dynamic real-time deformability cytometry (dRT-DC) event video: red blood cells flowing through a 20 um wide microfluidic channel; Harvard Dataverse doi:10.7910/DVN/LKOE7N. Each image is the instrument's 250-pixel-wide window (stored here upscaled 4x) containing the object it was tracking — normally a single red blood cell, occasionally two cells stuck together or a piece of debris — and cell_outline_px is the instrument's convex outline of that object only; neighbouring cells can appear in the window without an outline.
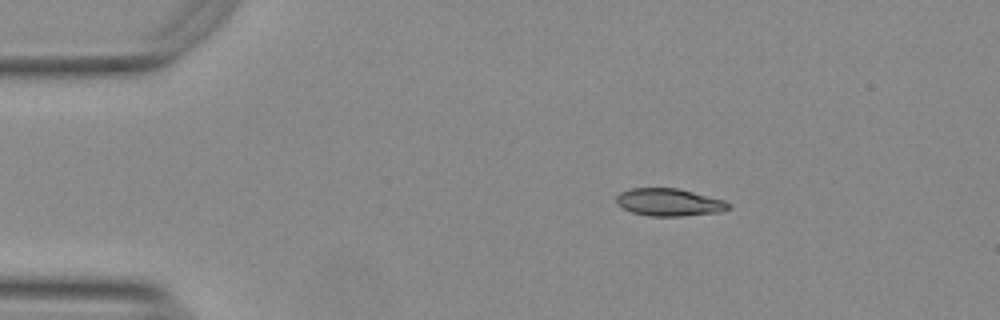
{"species": "Egyptian fruit bat (a non-hibernating species)", "species_latin": "Rousettus aegyptiacus", "temperature_condition": "warm", "stored_images_in_passage": 46, "camera_frame_rate_fps": 3000, "um_per_image_px": 0.085, "animal": {"sex": "female"}, "frame": {"image": 1, "passage_image": 1, "time_ms": 0.0, "image_size_px": [1000, 320], "cell_outline_px": [[732, 204], [728, 208], [720, 212], [680, 216], [648, 216], [632, 212], [616, 204], [616, 196], [620, 192], [632, 188], [676, 188], [724, 200]], "centroid_in_image_um": [56.85, 17.19], "position_along_channel_um": 28.2, "area_um2": 17.86}}
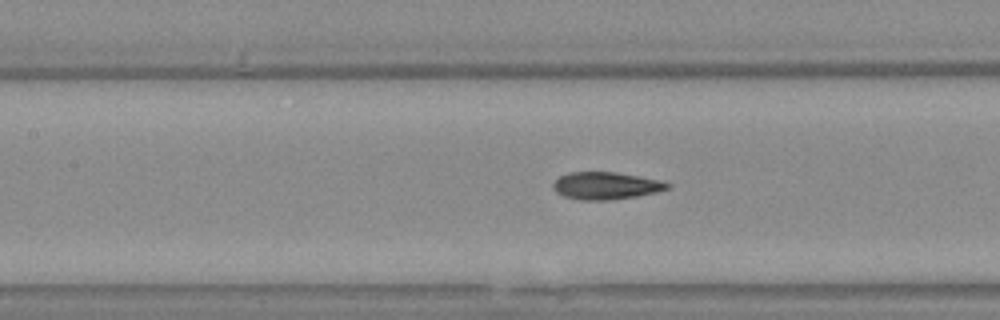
{"frame": {"image": 2, "passage_image": 16, "time_ms": 5.0, "image_size_px": [1000, 320], "cell_outline_px": [[672, 188], [656, 192], [636, 196], [612, 200], [580, 200], [564, 196], [556, 192], [552, 188], [552, 184], [560, 176], [568, 172], [616, 172], [660, 180], [672, 184]], "centroid_in_image_um": [51.51, 15.79], "position_along_channel_um": 155.9, "area_um2": 18.32}}
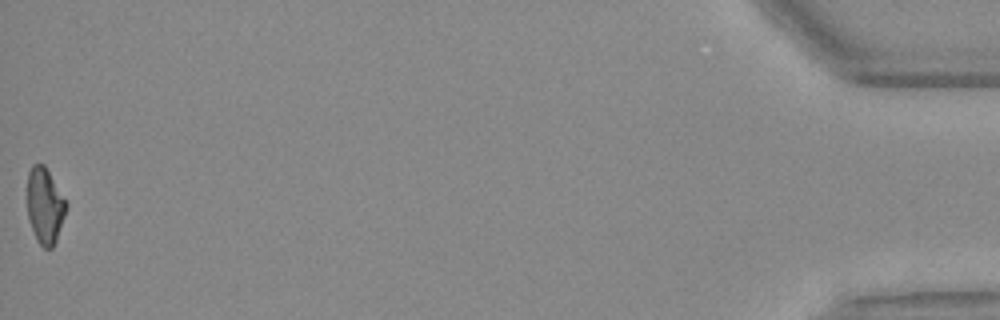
{"frame": {"image": 3, "passage_image": 46, "time_ms": 15.0, "image_size_px": [1000, 320], "cell_outline_px": [[68, 204], [56, 240], [52, 248], [44, 248], [36, 240], [28, 216], [28, 172], [32, 164], [44, 164]], "centroid_in_image_um": [3.81, 17.48], "position_along_channel_um": 431.4, "area_um2": 16.94}, "authors_computed_cell_mechanics": {"area_um2": 18.1203, "velocity_mm_per_s": 3.7594, "shape_relaxation_time_tau1_ms": null, "shape_relaxation_time_tau2_ms": 2.253, "deformation_change_tau1": null, "deformation_change_tau2": 0.0964}}